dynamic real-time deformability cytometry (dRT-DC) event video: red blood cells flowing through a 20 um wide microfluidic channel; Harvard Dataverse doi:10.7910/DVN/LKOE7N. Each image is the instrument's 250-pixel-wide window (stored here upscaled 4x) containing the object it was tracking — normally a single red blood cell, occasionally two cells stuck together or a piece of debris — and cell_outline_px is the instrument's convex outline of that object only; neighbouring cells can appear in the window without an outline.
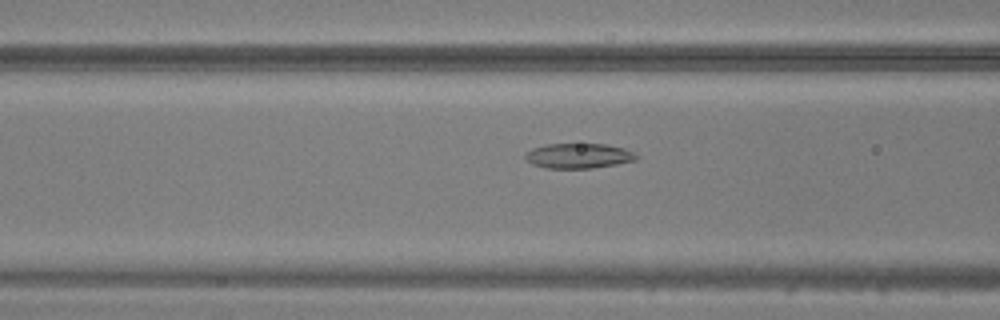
{"species": "common noctule bat (a hibernating species)", "species_latin": "Nyctalus noctula", "temperature_condition": "warm", "stored_images_in_passage": 24, "camera_frame_rate_fps": 3000, "um_per_image_px": 0.085, "animal": {"sex": "male", "body_mass_g": 20.5, "forearm_length_mm": 52.5}, "frame": {"image": 1, "passage_image": 4, "time_ms": 1.0, "image_size_px": [1000, 320], "cell_outline_px": [[640, 156], [636, 160], [616, 164], [592, 168], [544, 168], [532, 164], [524, 156], [532, 148], [548, 144], [608, 144], [624, 148]], "centroid_in_image_um": [49.2, 13.24], "position_along_channel_um": 117.4, "area_um2": 16.13}}
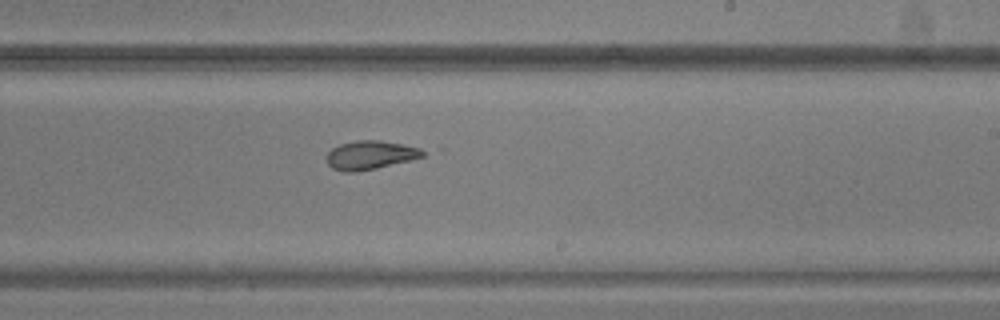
{"frame": {"image": 2, "passage_image": 14, "time_ms": 4.333, "image_size_px": [1000, 320], "cell_outline_px": [[424, 156], [376, 168], [356, 172], [344, 172], [332, 168], [328, 164], [328, 152], [332, 148], [340, 144], [356, 140], [380, 140], [420, 148], [424, 152]], "centroid_in_image_um": [31.44, 13.18], "position_along_channel_um": 257.6, "area_um2": 15.78}}
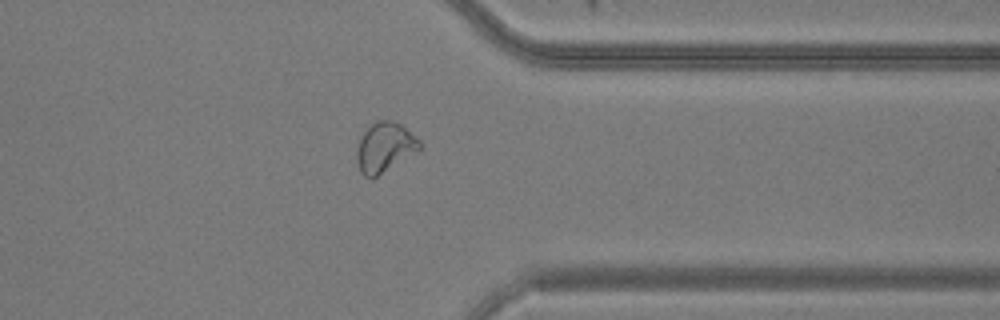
{"frame": {"image": 3, "passage_image": 23, "time_ms": 7.333, "image_size_px": [1000, 320], "cell_outline_px": [[420, 148], [372, 180], [364, 176], [360, 172], [356, 160], [356, 148], [360, 136], [376, 120], [396, 120], [420, 140]], "centroid_in_image_um": [32.65, 12.52], "position_along_channel_um": 378.8, "area_um2": 18.21}}